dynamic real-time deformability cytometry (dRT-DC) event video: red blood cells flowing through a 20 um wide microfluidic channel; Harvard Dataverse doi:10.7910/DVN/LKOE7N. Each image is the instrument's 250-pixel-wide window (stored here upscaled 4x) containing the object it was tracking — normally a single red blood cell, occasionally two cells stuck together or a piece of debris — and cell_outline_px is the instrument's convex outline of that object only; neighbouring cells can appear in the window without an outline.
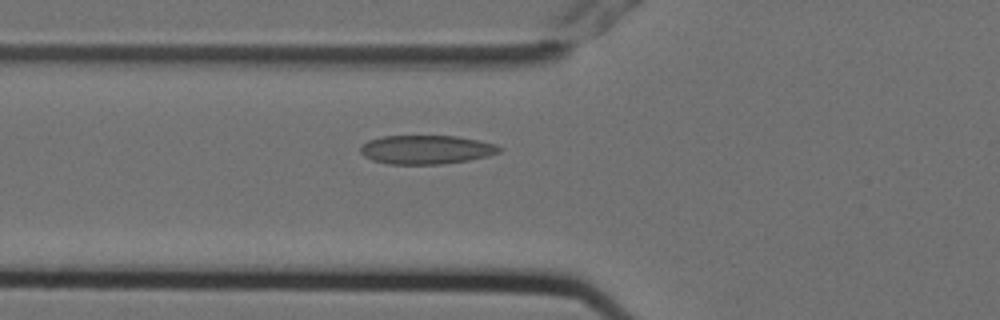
{"species": "Egyptian fruit bat (a non-hibernating species)", "species_latin": "Rousettus aegyptiacus", "temperature_condition": "cold", "stored_images_in_passage": 2, "camera_frame_rate_fps": 3000, "um_per_image_px": 0.085, "animal": {"sex": "female"}, "frame": {"image": 1, "passage_image": 2, "time_ms": 0.333, "image_size_px": [1000, 320], "cell_outline_px": [[504, 148], [500, 152], [488, 156], [468, 160], [440, 164], [388, 164], [372, 160], [364, 156], [360, 152], [360, 144], [368, 140], [380, 136], [456, 136], [496, 144]], "centroid_in_image_um": [36.2, 12.71], "position_along_channel_um": 89.6, "area_um2": 23.47}}